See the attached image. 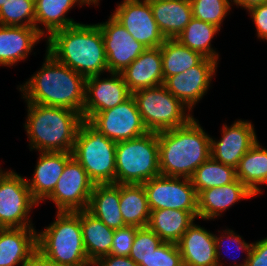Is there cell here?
I'll return each instance as SVG.
<instances>
[{
  "instance_id": "1",
  "label": "cell",
  "mask_w": 267,
  "mask_h": 266,
  "mask_svg": "<svg viewBox=\"0 0 267 266\" xmlns=\"http://www.w3.org/2000/svg\"><path fill=\"white\" fill-rule=\"evenodd\" d=\"M28 103L66 108L83 114L86 77L58 62L46 51L45 62L25 84L20 85Z\"/></svg>"
},
{
  "instance_id": "2",
  "label": "cell",
  "mask_w": 267,
  "mask_h": 266,
  "mask_svg": "<svg viewBox=\"0 0 267 266\" xmlns=\"http://www.w3.org/2000/svg\"><path fill=\"white\" fill-rule=\"evenodd\" d=\"M47 52L75 72L90 77L108 71L107 56L98 24L77 23L47 36Z\"/></svg>"
},
{
  "instance_id": "3",
  "label": "cell",
  "mask_w": 267,
  "mask_h": 266,
  "mask_svg": "<svg viewBox=\"0 0 267 266\" xmlns=\"http://www.w3.org/2000/svg\"><path fill=\"white\" fill-rule=\"evenodd\" d=\"M196 120L193 117L183 126L157 132L161 175L190 179L211 157V137Z\"/></svg>"
},
{
  "instance_id": "4",
  "label": "cell",
  "mask_w": 267,
  "mask_h": 266,
  "mask_svg": "<svg viewBox=\"0 0 267 266\" xmlns=\"http://www.w3.org/2000/svg\"><path fill=\"white\" fill-rule=\"evenodd\" d=\"M25 129L30 150L72 153L82 114L66 108L28 103Z\"/></svg>"
},
{
  "instance_id": "5",
  "label": "cell",
  "mask_w": 267,
  "mask_h": 266,
  "mask_svg": "<svg viewBox=\"0 0 267 266\" xmlns=\"http://www.w3.org/2000/svg\"><path fill=\"white\" fill-rule=\"evenodd\" d=\"M56 213V220L37 233V249L56 266H93L83 243L80 211Z\"/></svg>"
},
{
  "instance_id": "6",
  "label": "cell",
  "mask_w": 267,
  "mask_h": 266,
  "mask_svg": "<svg viewBox=\"0 0 267 266\" xmlns=\"http://www.w3.org/2000/svg\"><path fill=\"white\" fill-rule=\"evenodd\" d=\"M116 144L88 120L78 129L72 156L84 168L94 184H115Z\"/></svg>"
},
{
  "instance_id": "7",
  "label": "cell",
  "mask_w": 267,
  "mask_h": 266,
  "mask_svg": "<svg viewBox=\"0 0 267 266\" xmlns=\"http://www.w3.org/2000/svg\"><path fill=\"white\" fill-rule=\"evenodd\" d=\"M159 175L157 132L117 142L115 184H143Z\"/></svg>"
},
{
  "instance_id": "8",
  "label": "cell",
  "mask_w": 267,
  "mask_h": 266,
  "mask_svg": "<svg viewBox=\"0 0 267 266\" xmlns=\"http://www.w3.org/2000/svg\"><path fill=\"white\" fill-rule=\"evenodd\" d=\"M148 132H161L187 124L193 116L185 105L163 85L141 89L132 94Z\"/></svg>"
},
{
  "instance_id": "9",
  "label": "cell",
  "mask_w": 267,
  "mask_h": 266,
  "mask_svg": "<svg viewBox=\"0 0 267 266\" xmlns=\"http://www.w3.org/2000/svg\"><path fill=\"white\" fill-rule=\"evenodd\" d=\"M39 205L32 197L26 178L0 168V225L3 228H33L29 213Z\"/></svg>"
},
{
  "instance_id": "10",
  "label": "cell",
  "mask_w": 267,
  "mask_h": 266,
  "mask_svg": "<svg viewBox=\"0 0 267 266\" xmlns=\"http://www.w3.org/2000/svg\"><path fill=\"white\" fill-rule=\"evenodd\" d=\"M142 185L151 211L177 209L189 211L195 218L198 217V194L191 179L159 175Z\"/></svg>"
},
{
  "instance_id": "11",
  "label": "cell",
  "mask_w": 267,
  "mask_h": 266,
  "mask_svg": "<svg viewBox=\"0 0 267 266\" xmlns=\"http://www.w3.org/2000/svg\"><path fill=\"white\" fill-rule=\"evenodd\" d=\"M95 184L75 159L65 165L53 192L46 198L53 201L57 212H78L87 210Z\"/></svg>"
},
{
  "instance_id": "12",
  "label": "cell",
  "mask_w": 267,
  "mask_h": 266,
  "mask_svg": "<svg viewBox=\"0 0 267 266\" xmlns=\"http://www.w3.org/2000/svg\"><path fill=\"white\" fill-rule=\"evenodd\" d=\"M88 121L115 142L134 139L148 132L133 96L111 109L95 113Z\"/></svg>"
},
{
  "instance_id": "13",
  "label": "cell",
  "mask_w": 267,
  "mask_h": 266,
  "mask_svg": "<svg viewBox=\"0 0 267 266\" xmlns=\"http://www.w3.org/2000/svg\"><path fill=\"white\" fill-rule=\"evenodd\" d=\"M111 15L146 48L160 47L166 40L154 20L149 0H123Z\"/></svg>"
},
{
  "instance_id": "14",
  "label": "cell",
  "mask_w": 267,
  "mask_h": 266,
  "mask_svg": "<svg viewBox=\"0 0 267 266\" xmlns=\"http://www.w3.org/2000/svg\"><path fill=\"white\" fill-rule=\"evenodd\" d=\"M217 64V60L204 57L196 66L187 71L167 77L163 86L190 112L207 92Z\"/></svg>"
},
{
  "instance_id": "15",
  "label": "cell",
  "mask_w": 267,
  "mask_h": 266,
  "mask_svg": "<svg viewBox=\"0 0 267 266\" xmlns=\"http://www.w3.org/2000/svg\"><path fill=\"white\" fill-rule=\"evenodd\" d=\"M111 78L100 79V75L86 78L83 120H89L95 113L111 109L132 96L121 73L110 72Z\"/></svg>"
},
{
  "instance_id": "16",
  "label": "cell",
  "mask_w": 267,
  "mask_h": 266,
  "mask_svg": "<svg viewBox=\"0 0 267 266\" xmlns=\"http://www.w3.org/2000/svg\"><path fill=\"white\" fill-rule=\"evenodd\" d=\"M98 25L102 30L109 73L123 72L146 49L112 15Z\"/></svg>"
},
{
  "instance_id": "17",
  "label": "cell",
  "mask_w": 267,
  "mask_h": 266,
  "mask_svg": "<svg viewBox=\"0 0 267 266\" xmlns=\"http://www.w3.org/2000/svg\"><path fill=\"white\" fill-rule=\"evenodd\" d=\"M220 140L211 138V158L237 168L245 153L257 142L253 125L249 121H235L230 127L224 124Z\"/></svg>"
},
{
  "instance_id": "18",
  "label": "cell",
  "mask_w": 267,
  "mask_h": 266,
  "mask_svg": "<svg viewBox=\"0 0 267 266\" xmlns=\"http://www.w3.org/2000/svg\"><path fill=\"white\" fill-rule=\"evenodd\" d=\"M70 152H40L31 181L27 185L33 199L39 204L54 190L66 163L72 158Z\"/></svg>"
},
{
  "instance_id": "19",
  "label": "cell",
  "mask_w": 267,
  "mask_h": 266,
  "mask_svg": "<svg viewBox=\"0 0 267 266\" xmlns=\"http://www.w3.org/2000/svg\"><path fill=\"white\" fill-rule=\"evenodd\" d=\"M121 75L132 94L141 89L163 85L160 47L146 48Z\"/></svg>"
},
{
  "instance_id": "20",
  "label": "cell",
  "mask_w": 267,
  "mask_h": 266,
  "mask_svg": "<svg viewBox=\"0 0 267 266\" xmlns=\"http://www.w3.org/2000/svg\"><path fill=\"white\" fill-rule=\"evenodd\" d=\"M183 266H218L214 234L192 223L177 243Z\"/></svg>"
},
{
  "instance_id": "21",
  "label": "cell",
  "mask_w": 267,
  "mask_h": 266,
  "mask_svg": "<svg viewBox=\"0 0 267 266\" xmlns=\"http://www.w3.org/2000/svg\"><path fill=\"white\" fill-rule=\"evenodd\" d=\"M256 196L239 179L198 193V217L215 219L239 200Z\"/></svg>"
},
{
  "instance_id": "22",
  "label": "cell",
  "mask_w": 267,
  "mask_h": 266,
  "mask_svg": "<svg viewBox=\"0 0 267 266\" xmlns=\"http://www.w3.org/2000/svg\"><path fill=\"white\" fill-rule=\"evenodd\" d=\"M41 37L35 27L0 25V65L13 66L27 58Z\"/></svg>"
},
{
  "instance_id": "23",
  "label": "cell",
  "mask_w": 267,
  "mask_h": 266,
  "mask_svg": "<svg viewBox=\"0 0 267 266\" xmlns=\"http://www.w3.org/2000/svg\"><path fill=\"white\" fill-rule=\"evenodd\" d=\"M149 3L166 39H176L193 18L190 0H149Z\"/></svg>"
},
{
  "instance_id": "24",
  "label": "cell",
  "mask_w": 267,
  "mask_h": 266,
  "mask_svg": "<svg viewBox=\"0 0 267 266\" xmlns=\"http://www.w3.org/2000/svg\"><path fill=\"white\" fill-rule=\"evenodd\" d=\"M37 250L34 228H3L0 230V266L23 263Z\"/></svg>"
},
{
  "instance_id": "25",
  "label": "cell",
  "mask_w": 267,
  "mask_h": 266,
  "mask_svg": "<svg viewBox=\"0 0 267 266\" xmlns=\"http://www.w3.org/2000/svg\"><path fill=\"white\" fill-rule=\"evenodd\" d=\"M87 211L113 230L127 226L120 211V184H95Z\"/></svg>"
},
{
  "instance_id": "26",
  "label": "cell",
  "mask_w": 267,
  "mask_h": 266,
  "mask_svg": "<svg viewBox=\"0 0 267 266\" xmlns=\"http://www.w3.org/2000/svg\"><path fill=\"white\" fill-rule=\"evenodd\" d=\"M83 243L89 261L93 264L110 254L114 231L87 210L80 211Z\"/></svg>"
},
{
  "instance_id": "27",
  "label": "cell",
  "mask_w": 267,
  "mask_h": 266,
  "mask_svg": "<svg viewBox=\"0 0 267 266\" xmlns=\"http://www.w3.org/2000/svg\"><path fill=\"white\" fill-rule=\"evenodd\" d=\"M195 217L189 212L177 209L152 210L148 227L155 232L163 242L177 244Z\"/></svg>"
},
{
  "instance_id": "28",
  "label": "cell",
  "mask_w": 267,
  "mask_h": 266,
  "mask_svg": "<svg viewBox=\"0 0 267 266\" xmlns=\"http://www.w3.org/2000/svg\"><path fill=\"white\" fill-rule=\"evenodd\" d=\"M76 3L81 6L84 4L81 0H35V28L42 36L48 31L50 37L58 30L77 24L65 15ZM38 23L47 30H41Z\"/></svg>"
},
{
  "instance_id": "29",
  "label": "cell",
  "mask_w": 267,
  "mask_h": 266,
  "mask_svg": "<svg viewBox=\"0 0 267 266\" xmlns=\"http://www.w3.org/2000/svg\"><path fill=\"white\" fill-rule=\"evenodd\" d=\"M120 211L127 226L148 225L151 210L142 184H120Z\"/></svg>"
},
{
  "instance_id": "30",
  "label": "cell",
  "mask_w": 267,
  "mask_h": 266,
  "mask_svg": "<svg viewBox=\"0 0 267 266\" xmlns=\"http://www.w3.org/2000/svg\"><path fill=\"white\" fill-rule=\"evenodd\" d=\"M236 176L252 193L263 192L260 184H267V149L257 142L239 161Z\"/></svg>"
},
{
  "instance_id": "31",
  "label": "cell",
  "mask_w": 267,
  "mask_h": 266,
  "mask_svg": "<svg viewBox=\"0 0 267 266\" xmlns=\"http://www.w3.org/2000/svg\"><path fill=\"white\" fill-rule=\"evenodd\" d=\"M160 50L163 82L167 77L178 75L196 66L204 58L199 52L183 46L176 39H166Z\"/></svg>"
},
{
  "instance_id": "32",
  "label": "cell",
  "mask_w": 267,
  "mask_h": 266,
  "mask_svg": "<svg viewBox=\"0 0 267 266\" xmlns=\"http://www.w3.org/2000/svg\"><path fill=\"white\" fill-rule=\"evenodd\" d=\"M219 29L216 25L193 17L176 40L205 58L218 61L219 54L211 48V41Z\"/></svg>"
},
{
  "instance_id": "33",
  "label": "cell",
  "mask_w": 267,
  "mask_h": 266,
  "mask_svg": "<svg viewBox=\"0 0 267 266\" xmlns=\"http://www.w3.org/2000/svg\"><path fill=\"white\" fill-rule=\"evenodd\" d=\"M190 179L198 194L202 190L232 183L237 176L235 168L210 157L195 170Z\"/></svg>"
},
{
  "instance_id": "34",
  "label": "cell",
  "mask_w": 267,
  "mask_h": 266,
  "mask_svg": "<svg viewBox=\"0 0 267 266\" xmlns=\"http://www.w3.org/2000/svg\"><path fill=\"white\" fill-rule=\"evenodd\" d=\"M0 25L35 27V0H8L0 8Z\"/></svg>"
},
{
  "instance_id": "35",
  "label": "cell",
  "mask_w": 267,
  "mask_h": 266,
  "mask_svg": "<svg viewBox=\"0 0 267 266\" xmlns=\"http://www.w3.org/2000/svg\"><path fill=\"white\" fill-rule=\"evenodd\" d=\"M232 0H190L193 17L221 27V23L230 12Z\"/></svg>"
},
{
  "instance_id": "36",
  "label": "cell",
  "mask_w": 267,
  "mask_h": 266,
  "mask_svg": "<svg viewBox=\"0 0 267 266\" xmlns=\"http://www.w3.org/2000/svg\"><path fill=\"white\" fill-rule=\"evenodd\" d=\"M163 243L148 226L139 227L129 257L139 266H145L149 256Z\"/></svg>"
},
{
  "instance_id": "37",
  "label": "cell",
  "mask_w": 267,
  "mask_h": 266,
  "mask_svg": "<svg viewBox=\"0 0 267 266\" xmlns=\"http://www.w3.org/2000/svg\"><path fill=\"white\" fill-rule=\"evenodd\" d=\"M145 266H183L179 247L175 243L163 242L152 253Z\"/></svg>"
},
{
  "instance_id": "38",
  "label": "cell",
  "mask_w": 267,
  "mask_h": 266,
  "mask_svg": "<svg viewBox=\"0 0 267 266\" xmlns=\"http://www.w3.org/2000/svg\"><path fill=\"white\" fill-rule=\"evenodd\" d=\"M138 228L136 226H125L115 230L110 255L129 256Z\"/></svg>"
},
{
  "instance_id": "39",
  "label": "cell",
  "mask_w": 267,
  "mask_h": 266,
  "mask_svg": "<svg viewBox=\"0 0 267 266\" xmlns=\"http://www.w3.org/2000/svg\"><path fill=\"white\" fill-rule=\"evenodd\" d=\"M246 255L244 263L234 266H267V237L252 243L251 250Z\"/></svg>"
},
{
  "instance_id": "40",
  "label": "cell",
  "mask_w": 267,
  "mask_h": 266,
  "mask_svg": "<svg viewBox=\"0 0 267 266\" xmlns=\"http://www.w3.org/2000/svg\"><path fill=\"white\" fill-rule=\"evenodd\" d=\"M247 10L256 25L258 38L267 40V2L253 5Z\"/></svg>"
},
{
  "instance_id": "41",
  "label": "cell",
  "mask_w": 267,
  "mask_h": 266,
  "mask_svg": "<svg viewBox=\"0 0 267 266\" xmlns=\"http://www.w3.org/2000/svg\"><path fill=\"white\" fill-rule=\"evenodd\" d=\"M223 232H225L224 234L227 233V235L221 234L220 237H217L216 234L214 235L215 244H216V258H217L218 266H222L223 265L222 263H219V261H221L220 260V251H219V249H221V247H223L222 245L225 244L224 241H223L224 238H227V240H230V242H232V244H235V245H231V247L234 248V246H236L237 250H239V249L240 250L241 249L245 250L247 252V254L250 252L251 246H252V243L251 244L246 243L244 240H242V237H240L239 235L235 234L233 230L227 229V230H225ZM227 246H228V244L226 245V247ZM226 247H224V248H226Z\"/></svg>"
},
{
  "instance_id": "42",
  "label": "cell",
  "mask_w": 267,
  "mask_h": 266,
  "mask_svg": "<svg viewBox=\"0 0 267 266\" xmlns=\"http://www.w3.org/2000/svg\"><path fill=\"white\" fill-rule=\"evenodd\" d=\"M94 266H139L129 256L107 255L98 259Z\"/></svg>"
},
{
  "instance_id": "43",
  "label": "cell",
  "mask_w": 267,
  "mask_h": 266,
  "mask_svg": "<svg viewBox=\"0 0 267 266\" xmlns=\"http://www.w3.org/2000/svg\"><path fill=\"white\" fill-rule=\"evenodd\" d=\"M21 266H56V265L37 249L22 263Z\"/></svg>"
},
{
  "instance_id": "44",
  "label": "cell",
  "mask_w": 267,
  "mask_h": 266,
  "mask_svg": "<svg viewBox=\"0 0 267 266\" xmlns=\"http://www.w3.org/2000/svg\"><path fill=\"white\" fill-rule=\"evenodd\" d=\"M231 2H234L237 6H242L244 9H248L253 5L265 3L267 0H233Z\"/></svg>"
},
{
  "instance_id": "45",
  "label": "cell",
  "mask_w": 267,
  "mask_h": 266,
  "mask_svg": "<svg viewBox=\"0 0 267 266\" xmlns=\"http://www.w3.org/2000/svg\"><path fill=\"white\" fill-rule=\"evenodd\" d=\"M81 1L84 3V5L86 4L91 5V3L96 5L99 0H81Z\"/></svg>"
},
{
  "instance_id": "46",
  "label": "cell",
  "mask_w": 267,
  "mask_h": 266,
  "mask_svg": "<svg viewBox=\"0 0 267 266\" xmlns=\"http://www.w3.org/2000/svg\"><path fill=\"white\" fill-rule=\"evenodd\" d=\"M8 0H0V8L3 6V4H5V2H7Z\"/></svg>"
}]
</instances>
